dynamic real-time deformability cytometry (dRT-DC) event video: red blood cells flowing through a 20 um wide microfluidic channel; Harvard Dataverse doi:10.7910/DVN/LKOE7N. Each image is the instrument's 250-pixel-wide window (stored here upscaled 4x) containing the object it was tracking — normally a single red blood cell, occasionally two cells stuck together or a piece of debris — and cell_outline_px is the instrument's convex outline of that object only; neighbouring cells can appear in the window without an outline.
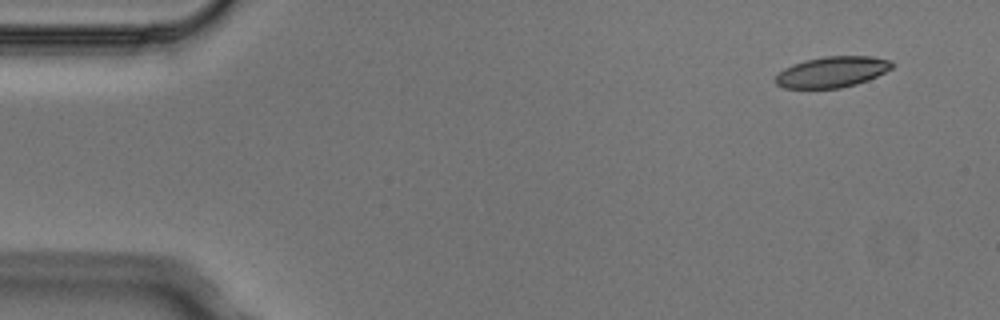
{"species": "Egyptian fruit bat (a non-hibernating species)", "species_latin": "Rousettus aegyptiacus", "temperature_condition": "cold", "stored_images_in_passage": 4, "camera_frame_rate_fps": 3000, "um_per_image_px": 0.085, "animal": {"sex": "male"}, "frame": {"image": 1, "passage_image": 1, "time_ms": 0.0, "image_size_px": [1000, 320], "cell_outline_px": [[892, 68], [868, 80], [856, 84], [840, 88], [784, 88], [776, 84], [772, 80], [784, 68], [792, 64], [804, 60], [824, 56], [872, 56], [892, 60]], "centroid_in_image_um": [70.7, 6.11], "position_along_channel_um": 14.3, "area_um2": 21.04}}
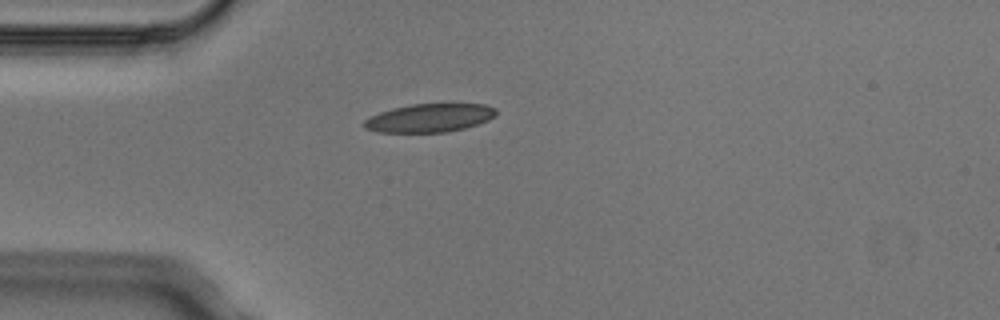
{"frame": {"image": 2, "passage_image": 4, "time_ms": 1.0, "image_size_px": [1000, 320], "cell_outline_px": [[496, 116], [488, 120], [464, 128], [448, 132], [376, 132], [364, 128], [364, 120], [380, 112], [392, 108], [412, 104], [484, 104], [496, 108]], "centroid_in_image_um": [36.51, 10.02], "position_along_channel_um": 48.5, "area_um2": 21.73}}